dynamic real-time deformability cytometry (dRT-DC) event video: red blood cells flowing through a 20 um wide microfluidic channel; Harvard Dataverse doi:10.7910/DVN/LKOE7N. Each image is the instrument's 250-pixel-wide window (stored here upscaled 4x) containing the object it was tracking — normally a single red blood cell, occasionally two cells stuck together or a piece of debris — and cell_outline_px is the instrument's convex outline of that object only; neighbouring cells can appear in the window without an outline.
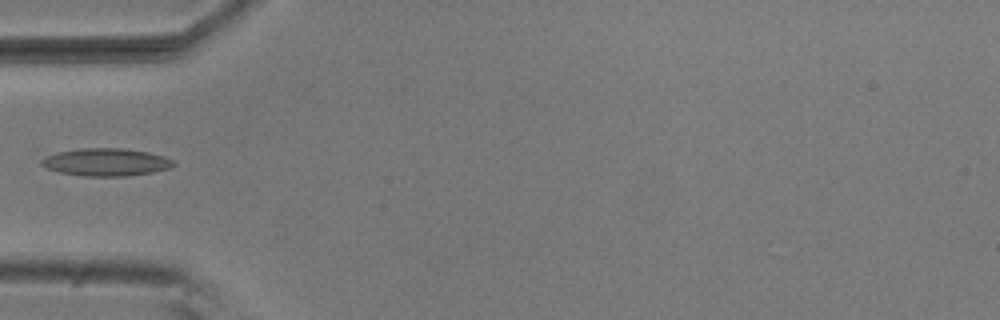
{"species": "common noctule bat (a hibernating species)", "species_latin": "Nyctalus noctula", "temperature_condition": "room temperature", "stored_images_in_passage": 4, "camera_frame_rate_fps": 3000, "um_per_image_px": 0.085, "animal": {"sex": "male", "body_mass_g": 20.5, "forearm_length_mm": 52.5}, "frame": {"image": 1, "passage_image": 4, "time_ms": 1.0, "image_size_px": [1000, 320], "cell_outline_px": [[176, 164], [168, 168], [152, 172], [124, 176], [84, 176], [60, 172], [48, 168], [40, 164], [40, 160], [48, 156], [60, 152], [80, 148], [124, 148], [148, 152], [164, 156], [176, 160]], "centroid_in_image_um": [9.06, 13.77], "position_along_channel_um": 75.9, "area_um2": 21.1}}